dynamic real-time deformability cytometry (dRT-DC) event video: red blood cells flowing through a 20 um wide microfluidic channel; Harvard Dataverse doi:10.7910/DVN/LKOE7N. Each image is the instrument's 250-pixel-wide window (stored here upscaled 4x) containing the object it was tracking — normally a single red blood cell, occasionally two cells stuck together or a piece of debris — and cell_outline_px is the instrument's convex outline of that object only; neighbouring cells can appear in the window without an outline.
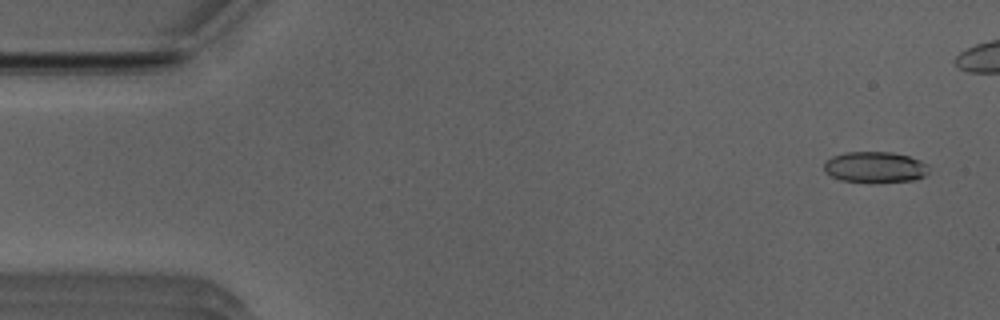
{"species": "Egyptian fruit bat (a non-hibernating species)", "species_latin": "Rousettus aegyptiacus", "temperature_condition": "room temperature", "stored_images_in_passage": 44, "camera_frame_rate_fps": 3000, "um_per_image_px": 0.085, "animal": {"sex": "male"}, "frame": {"image": 1, "passage_image": 2, "time_ms": 0.333, "image_size_px": [1000, 320], "cell_outline_px": [[928, 172], [924, 176], [916, 180], [872, 184], [868, 184], [840, 180], [824, 172], [824, 164], [832, 156], [844, 152], [892, 152], [908, 156], [920, 160], [928, 164]], "centroid_in_image_um": [74.38, 14.24], "position_along_channel_um": 10.6, "area_um2": 19.48}}
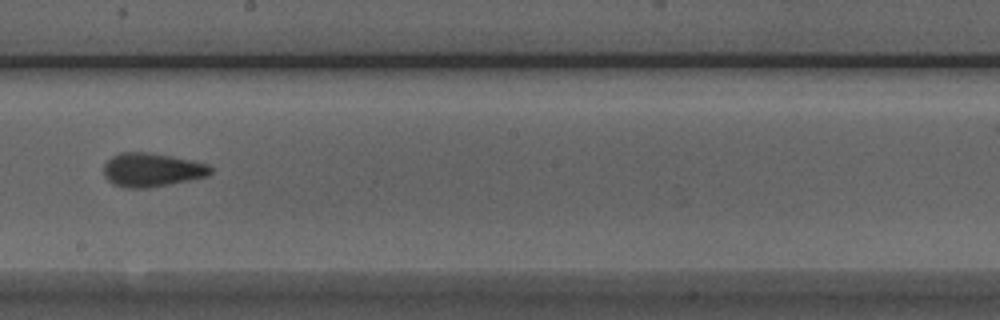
{"frame": {"image": 2, "passage_image": 28, "time_ms": 9.0, "image_size_px": [1000, 320], "cell_outline_px": [[212, 172], [208, 176], [168, 184], [144, 188], [124, 188], [112, 184], [104, 176], [104, 164], [112, 156], [120, 152], [148, 152], [172, 156], [192, 160], [208, 164], [212, 168]], "centroid_in_image_um": [12.89, 14.43], "position_along_channel_um": 235.3, "area_um2": 21.04}}
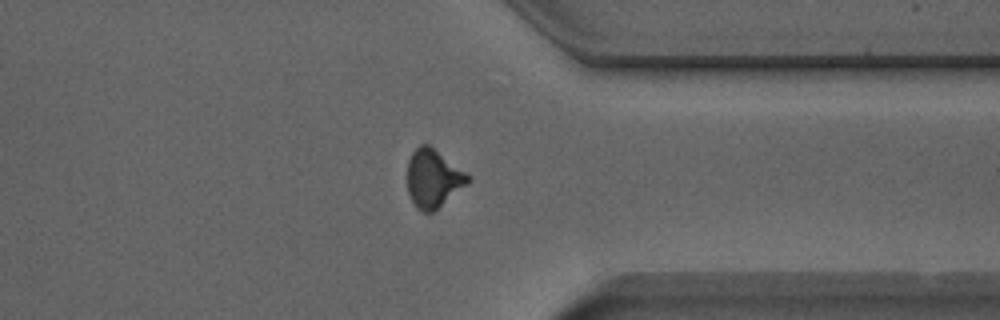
{"frame": {"image": 3, "passage_image": 39, "time_ms": 12.667, "image_size_px": [1000, 320], "cell_outline_px": [[472, 180], [468, 184], [432, 212], [420, 212], [416, 208], [408, 196], [408, 160], [412, 152], [420, 144], [428, 144], [464, 172]], "centroid_in_image_um": [36.79, 15.19], "position_along_channel_um": 374.6, "area_um2": 20.23}}